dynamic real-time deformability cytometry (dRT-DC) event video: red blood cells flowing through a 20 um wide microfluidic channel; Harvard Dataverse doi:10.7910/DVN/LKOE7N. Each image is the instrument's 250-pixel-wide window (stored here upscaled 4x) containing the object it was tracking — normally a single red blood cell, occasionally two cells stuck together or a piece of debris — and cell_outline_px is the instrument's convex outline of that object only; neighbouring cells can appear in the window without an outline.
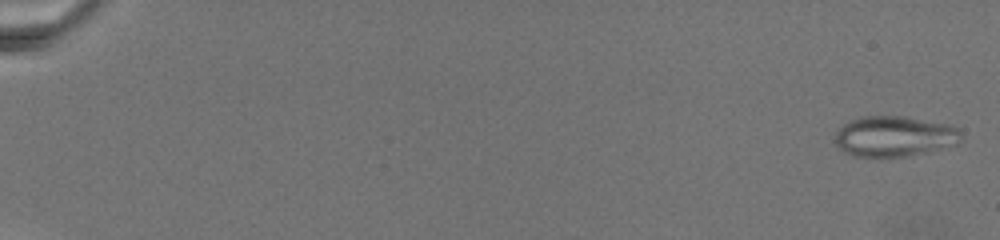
{"species": "common noctule bat (a hibernating species)", "species_latin": "Nyctalus noctula", "temperature_condition": "warm", "stored_images_in_passage": 54, "camera_frame_rate_fps": 3000, "um_per_image_px": 0.085, "animal": {"sex": "female", "body_mass_g": 19.5, "forearm_length_mm": 54.1}, "frame": {"image": 1, "passage_image": 2, "time_ms": 0.333, "image_size_px": [1000, 240], "cell_outline_px": [[960, 140], [956, 144], [928, 152], [908, 156], [852, 156], [844, 152], [832, 140], [832, 136], [844, 124], [860, 116], [904, 116], [948, 124], [956, 128], [960, 132]], "centroid_in_image_um": [75.97, 11.58], "position_along_channel_um": 9.0, "area_um2": 29.77}}
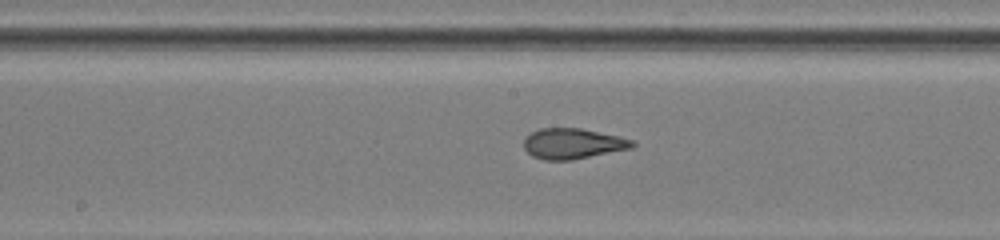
{"frame": {"image": 2, "passage_image": 39, "time_ms": 14.333, "image_size_px": [1000, 240], "cell_outline_px": [[636, 144], [632, 148], [572, 160], [544, 160], [532, 156], [524, 148], [524, 136], [540, 128], [580, 128], [620, 136], [632, 140]], "centroid_in_image_um": [48.67, 12.2], "position_along_channel_um": 199.5, "area_um2": 19.36}}
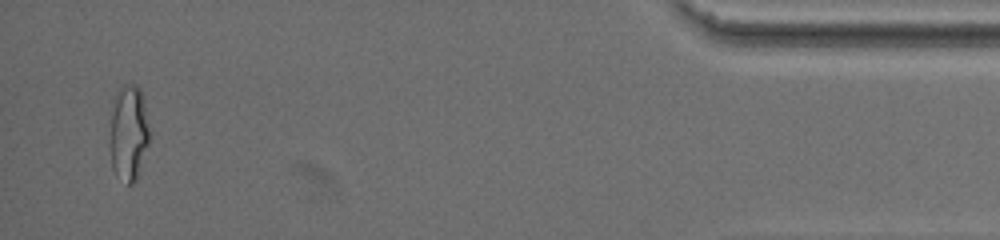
{"frame": {"image": 3, "passage_image": 54, "time_ms": 24.667, "image_size_px": [1000, 240], "cell_outline_px": [[148, 144], [136, 180], [132, 184], [128, 184], [116, 176], [112, 168], [108, 144], [112, 112], [116, 92], [124, 84], [136, 84], [140, 88], [144, 104], [148, 124]], "centroid_in_image_um": [10.89, 11.32], "position_along_channel_um": 424.3, "area_um2": 22.14}}